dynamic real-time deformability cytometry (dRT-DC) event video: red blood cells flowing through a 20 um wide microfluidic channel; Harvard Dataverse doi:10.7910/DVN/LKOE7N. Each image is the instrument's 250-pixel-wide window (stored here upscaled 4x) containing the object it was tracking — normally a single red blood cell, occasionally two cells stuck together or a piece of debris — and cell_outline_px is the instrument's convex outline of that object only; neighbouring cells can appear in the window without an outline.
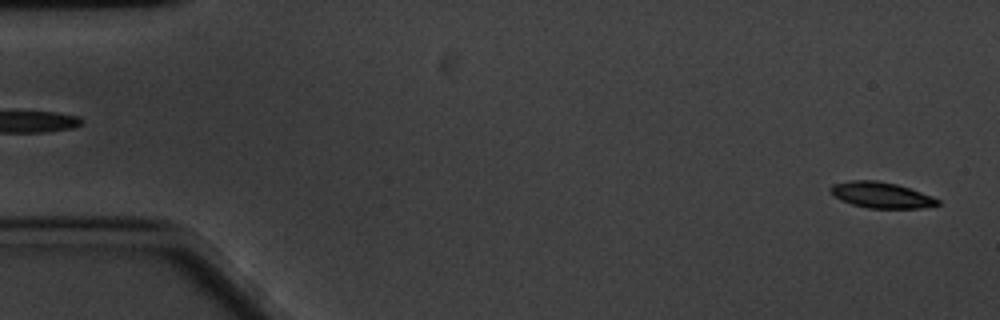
{"species": "common noctule bat (a hibernating species)", "species_latin": "Nyctalus noctula", "temperature_condition": "cold", "stored_images_in_passage": 9, "camera_frame_rate_fps": 3000, "um_per_image_px": 0.085, "animal": {"sex": "male", "body_mass_g": 20.1, "forearm_length_mm": 53.5}, "frame": {"image": 1, "passage_image": 2, "time_ms": 0.333, "image_size_px": [1000, 320], "cell_outline_px": [[940, 204], [920, 208], [868, 208], [852, 204], [840, 200], [828, 188], [832, 184], [848, 180], [876, 180], [896, 184], [932, 196], [940, 200]], "centroid_in_image_um": [74.88, 16.57], "position_along_channel_um": 10.1, "area_um2": 16.07}}